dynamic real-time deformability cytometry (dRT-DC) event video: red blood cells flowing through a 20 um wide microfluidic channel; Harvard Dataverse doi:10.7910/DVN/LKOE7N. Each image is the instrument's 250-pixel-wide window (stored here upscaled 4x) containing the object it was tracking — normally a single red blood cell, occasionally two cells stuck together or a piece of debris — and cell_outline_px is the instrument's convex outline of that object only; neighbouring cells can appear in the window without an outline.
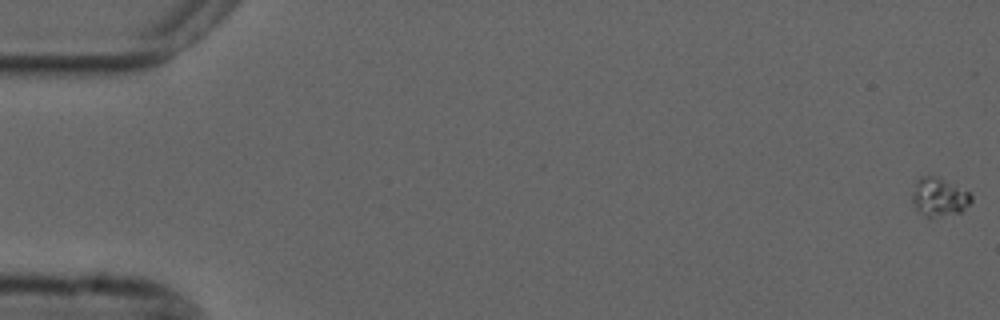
{"species": "common noctule bat (a hibernating species)", "species_latin": "Nyctalus noctula", "temperature_condition": "cold", "stored_images_in_passage": 57, "camera_frame_rate_fps": 3000, "um_per_image_px": 0.085, "animal": {"sex": "male", "forearm_length_mm": 52.5}, "frame": {"image": 1, "passage_image": 1, "time_ms": 0.0, "image_size_px": [1000, 320], "cell_outline_px": [[972, 200], [960, 212], [932, 216], [928, 216], [916, 208], [912, 200], [912, 192], [916, 180], [920, 176], [936, 176], [968, 192], [972, 196]], "centroid_in_image_um": [79.79, 16.71], "position_along_channel_um": 5.2, "area_um2": 12.66}}
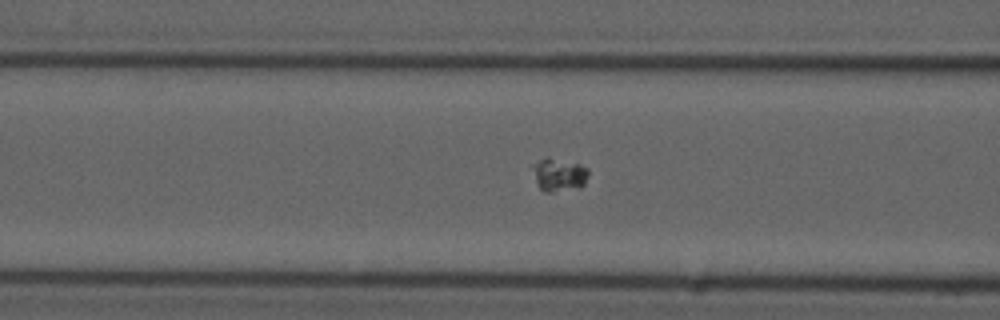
{"frame": {"image": 2, "passage_image": 23, "time_ms": 7.333, "image_size_px": [1000, 320], "cell_outline_px": [[588, 176], [584, 184], [580, 188], [552, 192], [544, 192], [540, 188], [536, 180], [532, 164], [548, 156], [580, 164], [588, 168]], "centroid_in_image_um": [47.54, 14.84], "position_along_channel_um": 119.1, "area_um2": 10.81}}
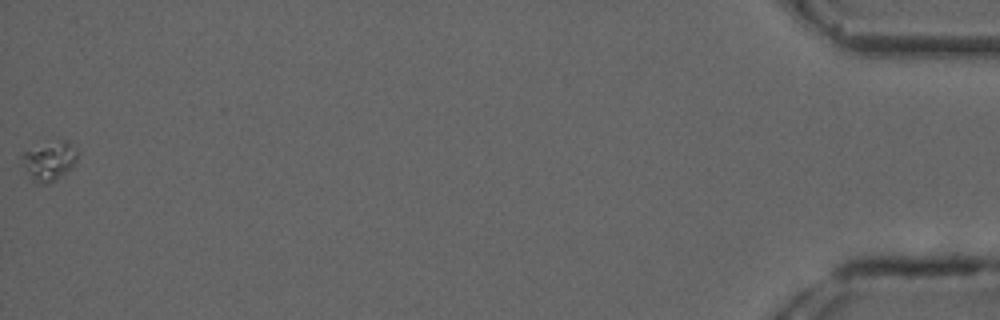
{"frame": {"image": 3, "passage_image": 57, "time_ms": 18.667, "image_size_px": [1000, 320], "cell_outline_px": [[80, 152], [72, 168], [48, 184], [40, 184], [32, 180], [24, 164], [24, 152], [60, 140], [68, 140]], "centroid_in_image_um": [4.29, 13.69], "position_along_channel_um": 430.9, "area_um2": 12.14}}